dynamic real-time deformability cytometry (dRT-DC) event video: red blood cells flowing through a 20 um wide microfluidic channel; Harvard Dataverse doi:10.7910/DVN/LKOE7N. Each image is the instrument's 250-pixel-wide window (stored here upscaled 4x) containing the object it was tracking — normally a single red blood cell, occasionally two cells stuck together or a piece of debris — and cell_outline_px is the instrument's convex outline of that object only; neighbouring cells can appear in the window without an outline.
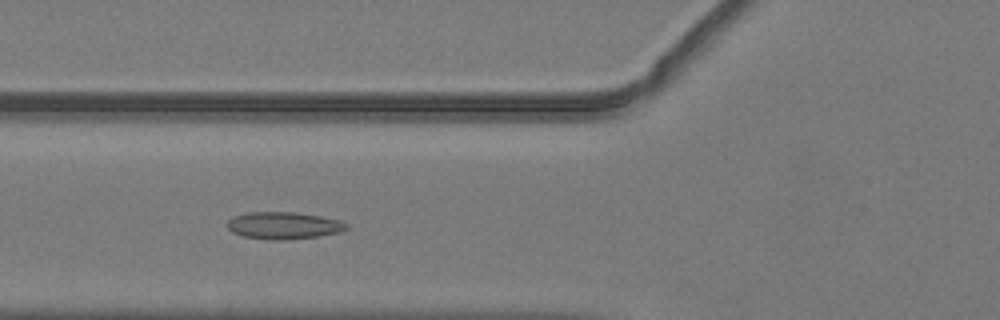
{"species": "common noctule bat (a hibernating species)", "species_latin": "Nyctalus noctula", "temperature_condition": "warm", "stored_images_in_passage": 47, "camera_frame_rate_fps": 3000, "um_per_image_px": 0.085, "animal": {"sex": "male", "body_mass_g": 19.2, "forearm_length_mm": 51.8}, "frame": {"image": 1, "passage_image": 14, "time_ms": 4.333, "image_size_px": [1000, 320], "cell_outline_px": [[348, 228], [340, 232], [320, 236], [284, 240], [268, 240], [244, 236], [232, 232], [228, 228], [228, 220], [236, 216], [248, 212], [296, 212], [320, 216], [340, 220], [348, 224]], "centroid_in_image_um": [24.14, 19.17], "position_along_channel_um": 101.7, "area_um2": 18.84}}
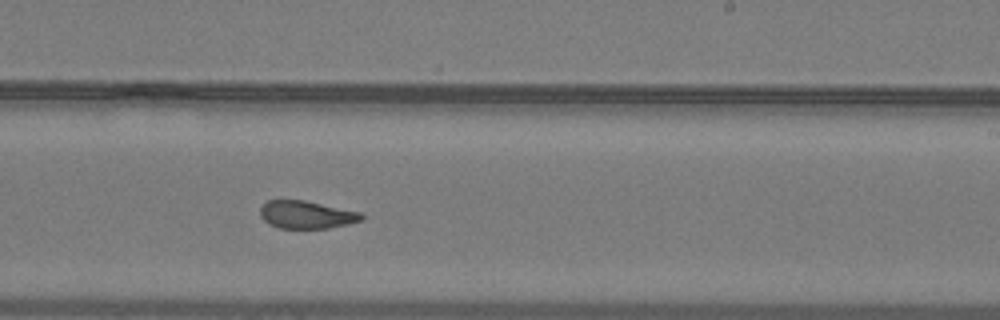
{"frame": {"image": 2, "passage_image": 26, "time_ms": 8.333, "image_size_px": [1000, 320], "cell_outline_px": [[364, 220], [348, 224], [328, 228], [280, 228], [264, 220], [260, 216], [260, 208], [268, 200], [304, 200], [360, 212], [364, 216]], "centroid_in_image_um": [26.07, 18.25], "position_along_channel_um": 262.9, "area_um2": 16.24}}
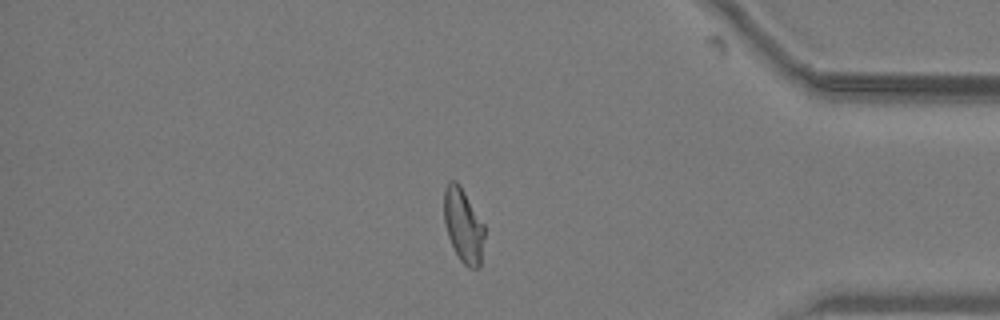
{"frame": {"image": 3, "passage_image": 38, "time_ms": 12.333, "image_size_px": [1000, 320], "cell_outline_px": [[484, 236], [480, 264], [476, 268], [468, 268], [460, 260], [448, 236], [444, 220], [444, 188], [448, 180], [456, 180], [460, 184], [484, 224]], "centroid_in_image_um": [39.37, 19.11], "position_along_channel_um": 395.8, "area_um2": 17.4}, "authors_computed_cell_mechanics": {"area_um2": 17.8024, "velocity_mm_per_s": 4.0131, "shape_relaxation_time_tau1_ms": null, "shape_relaxation_time_tau2_ms": 1.6142, "deformation_change_tau1": null, "deformation_change_tau2": 0.0873}}